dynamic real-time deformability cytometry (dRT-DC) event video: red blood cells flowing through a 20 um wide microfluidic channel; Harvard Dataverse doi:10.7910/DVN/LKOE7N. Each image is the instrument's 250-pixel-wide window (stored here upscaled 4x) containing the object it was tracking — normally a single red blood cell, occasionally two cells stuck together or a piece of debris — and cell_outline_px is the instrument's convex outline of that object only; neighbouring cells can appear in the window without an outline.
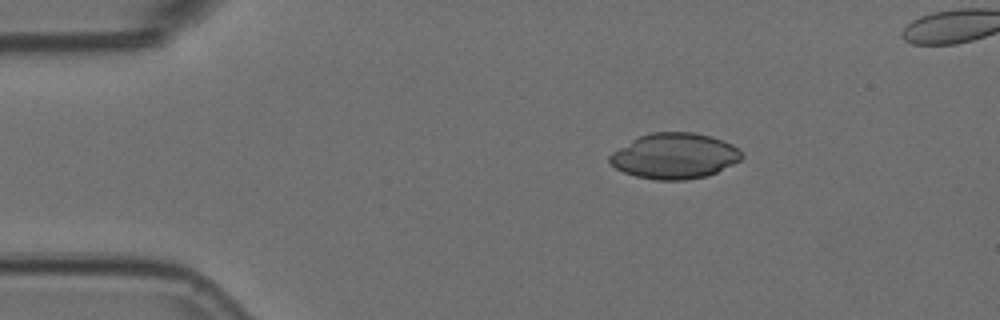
{"species": "Egyptian fruit bat (a non-hibernating species)", "species_latin": "Rousettus aegyptiacus", "temperature_condition": "room temperature", "stored_images_in_passage": 4, "camera_frame_rate_fps": 3000, "um_per_image_px": 0.085, "animal": {"sex": "female"}, "frame": {"image": 1, "passage_image": 1, "time_ms": 0.0, "image_size_px": [1000, 320], "cell_outline_px": [[744, 156], [740, 160], [708, 176], [684, 180], [656, 180], [636, 176], [624, 172], [616, 168], [608, 160], [608, 156], [612, 152], [632, 140], [640, 136], [652, 132], [692, 132], [712, 136], [724, 140], [732, 144]], "centroid_in_image_um": [57.33, 13.25], "position_along_channel_um": 27.7, "area_um2": 34.97}}